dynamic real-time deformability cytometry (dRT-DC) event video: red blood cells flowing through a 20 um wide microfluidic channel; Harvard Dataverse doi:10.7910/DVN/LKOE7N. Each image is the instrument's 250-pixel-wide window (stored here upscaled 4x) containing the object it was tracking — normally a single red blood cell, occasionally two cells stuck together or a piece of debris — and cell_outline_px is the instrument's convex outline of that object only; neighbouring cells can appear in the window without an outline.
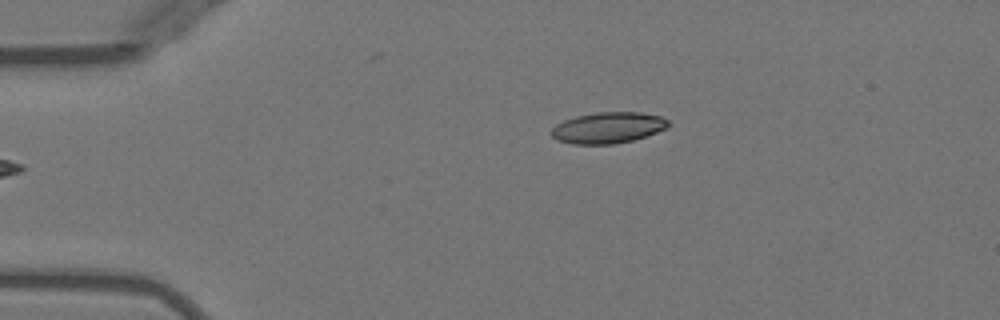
{"species": "Egyptian fruit bat (a non-hibernating species)", "species_latin": "Rousettus aegyptiacus", "temperature_condition": "warm", "stored_images_in_passage": 35, "camera_frame_rate_fps": 3000, "um_per_image_px": 0.085, "animal": {"sex": "female"}, "frame": {"image": 1, "passage_image": 1, "time_ms": 0.0, "image_size_px": [1000, 320], "cell_outline_px": [[672, 124], [656, 132], [632, 140], [612, 144], [572, 144], [556, 140], [548, 132], [556, 124], [564, 120], [576, 116], [596, 112], [640, 112], [660, 116], [668, 120]], "centroid_in_image_um": [51.63, 10.85], "position_along_channel_um": 33.4, "area_um2": 21.21}}
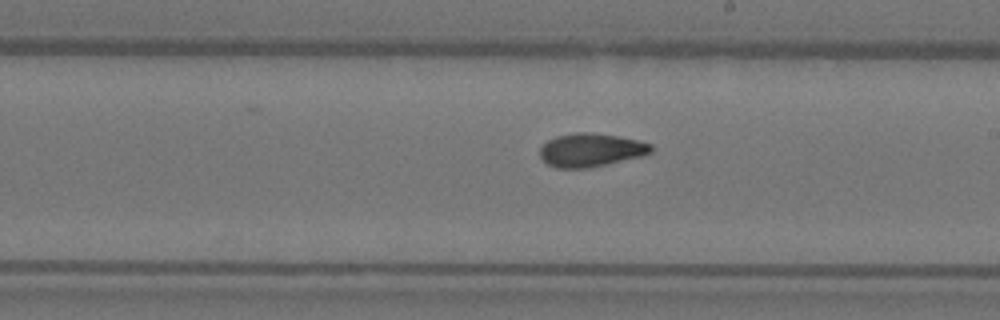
{"frame": {"image": 2, "passage_image": 20, "time_ms": 6.333, "image_size_px": [1000, 320], "cell_outline_px": [[652, 152], [640, 156], [588, 168], [556, 168], [548, 164], [540, 156], [540, 148], [548, 140], [556, 136], [576, 132], [588, 132], [616, 136], [636, 140], [652, 144]], "centroid_in_image_um": [50.19, 12.75], "position_along_channel_um": 238.8, "area_um2": 21.33}}
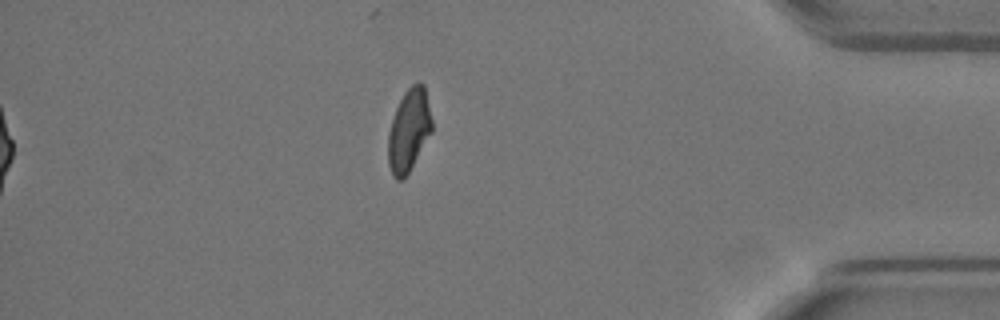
{"frame": {"image": 3, "passage_image": 35, "time_ms": 11.333, "image_size_px": [1000, 320], "cell_outline_px": [[432, 132], [404, 180], [396, 180], [388, 164], [388, 132], [396, 108], [404, 92], [412, 84], [420, 80], [424, 84], [432, 120]], "centroid_in_image_um": [34.76, 11.07], "position_along_channel_um": 400.4, "area_um2": 21.1}, "authors_computed_cell_mechanics": {"area_um2": 21.2704, "velocity_mm_per_s": 3.9742, "shape_relaxation_time_tau1_ms": null, "shape_relaxation_time_tau2_ms": 2.4783, "deformation_change_tau1": null, "deformation_change_tau2": 0.0856}}